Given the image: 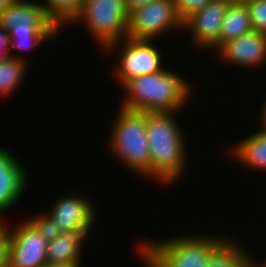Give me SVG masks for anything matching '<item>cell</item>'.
Wrapping results in <instances>:
<instances>
[{
  "label": "cell",
  "mask_w": 266,
  "mask_h": 267,
  "mask_svg": "<svg viewBox=\"0 0 266 267\" xmlns=\"http://www.w3.org/2000/svg\"><path fill=\"white\" fill-rule=\"evenodd\" d=\"M175 113L178 115L177 112L146 113L150 180L166 186L177 183L187 169L186 135L175 119Z\"/></svg>",
  "instance_id": "6da1fadb"
},
{
  "label": "cell",
  "mask_w": 266,
  "mask_h": 267,
  "mask_svg": "<svg viewBox=\"0 0 266 267\" xmlns=\"http://www.w3.org/2000/svg\"><path fill=\"white\" fill-rule=\"evenodd\" d=\"M124 109L146 113L178 112L191 97L193 88L180 75L167 69L133 77L120 86ZM192 88V89H191Z\"/></svg>",
  "instance_id": "7a4b0ae2"
},
{
  "label": "cell",
  "mask_w": 266,
  "mask_h": 267,
  "mask_svg": "<svg viewBox=\"0 0 266 267\" xmlns=\"http://www.w3.org/2000/svg\"><path fill=\"white\" fill-rule=\"evenodd\" d=\"M227 239L218 234L195 233L161 241L141 240L135 252L146 267H207L210 256Z\"/></svg>",
  "instance_id": "3957f363"
},
{
  "label": "cell",
  "mask_w": 266,
  "mask_h": 267,
  "mask_svg": "<svg viewBox=\"0 0 266 267\" xmlns=\"http://www.w3.org/2000/svg\"><path fill=\"white\" fill-rule=\"evenodd\" d=\"M111 123L109 152L134 174L150 179V153L146 135V112L119 107Z\"/></svg>",
  "instance_id": "277c9868"
},
{
  "label": "cell",
  "mask_w": 266,
  "mask_h": 267,
  "mask_svg": "<svg viewBox=\"0 0 266 267\" xmlns=\"http://www.w3.org/2000/svg\"><path fill=\"white\" fill-rule=\"evenodd\" d=\"M128 15L125 0H83L81 11L70 24L85 23L92 38L105 50L126 38Z\"/></svg>",
  "instance_id": "5b68a950"
},
{
  "label": "cell",
  "mask_w": 266,
  "mask_h": 267,
  "mask_svg": "<svg viewBox=\"0 0 266 267\" xmlns=\"http://www.w3.org/2000/svg\"><path fill=\"white\" fill-rule=\"evenodd\" d=\"M122 41L124 45H119ZM120 46L122 47L119 48ZM117 47L120 50L117 54L118 57L116 56L119 62L117 61L118 64L116 63V68L113 72H115V79L121 86L133 77L160 72L165 68L162 62L163 54H161L153 40L124 38L109 45L104 51L111 53Z\"/></svg>",
  "instance_id": "8992f818"
},
{
  "label": "cell",
  "mask_w": 266,
  "mask_h": 267,
  "mask_svg": "<svg viewBox=\"0 0 266 267\" xmlns=\"http://www.w3.org/2000/svg\"><path fill=\"white\" fill-rule=\"evenodd\" d=\"M171 29L183 30L173 0H154L129 12L126 38L154 41Z\"/></svg>",
  "instance_id": "52a82bcc"
},
{
  "label": "cell",
  "mask_w": 266,
  "mask_h": 267,
  "mask_svg": "<svg viewBox=\"0 0 266 267\" xmlns=\"http://www.w3.org/2000/svg\"><path fill=\"white\" fill-rule=\"evenodd\" d=\"M7 246V267H44L47 262V241L25 219L10 231Z\"/></svg>",
  "instance_id": "ba28073f"
},
{
  "label": "cell",
  "mask_w": 266,
  "mask_h": 267,
  "mask_svg": "<svg viewBox=\"0 0 266 267\" xmlns=\"http://www.w3.org/2000/svg\"><path fill=\"white\" fill-rule=\"evenodd\" d=\"M228 0H213L183 22V32L191 34L193 48L214 52L219 48V38ZM187 30V31H186Z\"/></svg>",
  "instance_id": "9c48e42d"
},
{
  "label": "cell",
  "mask_w": 266,
  "mask_h": 267,
  "mask_svg": "<svg viewBox=\"0 0 266 267\" xmlns=\"http://www.w3.org/2000/svg\"><path fill=\"white\" fill-rule=\"evenodd\" d=\"M215 52L221 62L233 67L257 69L266 65V33L253 30L223 43Z\"/></svg>",
  "instance_id": "30bf717a"
},
{
  "label": "cell",
  "mask_w": 266,
  "mask_h": 267,
  "mask_svg": "<svg viewBox=\"0 0 266 267\" xmlns=\"http://www.w3.org/2000/svg\"><path fill=\"white\" fill-rule=\"evenodd\" d=\"M68 195L61 196L56 202L51 204L50 211L46 214L58 226L59 230H92L97 216L93 202L85 197L78 196L73 191ZM95 212V213H94Z\"/></svg>",
  "instance_id": "8fae6325"
},
{
  "label": "cell",
  "mask_w": 266,
  "mask_h": 267,
  "mask_svg": "<svg viewBox=\"0 0 266 267\" xmlns=\"http://www.w3.org/2000/svg\"><path fill=\"white\" fill-rule=\"evenodd\" d=\"M27 170L13 152L0 147V215L18 204L28 185ZM4 211V212H3Z\"/></svg>",
  "instance_id": "7c38bea8"
},
{
  "label": "cell",
  "mask_w": 266,
  "mask_h": 267,
  "mask_svg": "<svg viewBox=\"0 0 266 267\" xmlns=\"http://www.w3.org/2000/svg\"><path fill=\"white\" fill-rule=\"evenodd\" d=\"M90 230L62 231L47 242V262L50 266L81 267L84 242ZM85 240V241H84ZM83 247V248H82ZM81 264V265H80Z\"/></svg>",
  "instance_id": "4fadbf2b"
},
{
  "label": "cell",
  "mask_w": 266,
  "mask_h": 267,
  "mask_svg": "<svg viewBox=\"0 0 266 267\" xmlns=\"http://www.w3.org/2000/svg\"><path fill=\"white\" fill-rule=\"evenodd\" d=\"M231 156L242 166L266 171V130L250 134L231 147Z\"/></svg>",
  "instance_id": "5bb4252c"
},
{
  "label": "cell",
  "mask_w": 266,
  "mask_h": 267,
  "mask_svg": "<svg viewBox=\"0 0 266 267\" xmlns=\"http://www.w3.org/2000/svg\"><path fill=\"white\" fill-rule=\"evenodd\" d=\"M19 23L54 24L45 14L41 2L14 0L0 14V27L9 31Z\"/></svg>",
  "instance_id": "9a60e30c"
},
{
  "label": "cell",
  "mask_w": 266,
  "mask_h": 267,
  "mask_svg": "<svg viewBox=\"0 0 266 267\" xmlns=\"http://www.w3.org/2000/svg\"><path fill=\"white\" fill-rule=\"evenodd\" d=\"M227 239L209 258L207 267H262L255 256L239 245L236 240Z\"/></svg>",
  "instance_id": "2e32d148"
},
{
  "label": "cell",
  "mask_w": 266,
  "mask_h": 267,
  "mask_svg": "<svg viewBox=\"0 0 266 267\" xmlns=\"http://www.w3.org/2000/svg\"><path fill=\"white\" fill-rule=\"evenodd\" d=\"M253 31L246 4L230 3L224 15L219 38V47L229 40Z\"/></svg>",
  "instance_id": "e0dca14e"
},
{
  "label": "cell",
  "mask_w": 266,
  "mask_h": 267,
  "mask_svg": "<svg viewBox=\"0 0 266 267\" xmlns=\"http://www.w3.org/2000/svg\"><path fill=\"white\" fill-rule=\"evenodd\" d=\"M27 60L24 56L19 54L10 53V57H6L0 63V96L9 97L16 88L18 90L19 85L24 81L26 75Z\"/></svg>",
  "instance_id": "ac0fdd59"
},
{
  "label": "cell",
  "mask_w": 266,
  "mask_h": 267,
  "mask_svg": "<svg viewBox=\"0 0 266 267\" xmlns=\"http://www.w3.org/2000/svg\"><path fill=\"white\" fill-rule=\"evenodd\" d=\"M46 1V2H45ZM41 5L45 14L63 31L65 26L70 24L82 9L83 0H45ZM63 29V30H62Z\"/></svg>",
  "instance_id": "d6986e66"
},
{
  "label": "cell",
  "mask_w": 266,
  "mask_h": 267,
  "mask_svg": "<svg viewBox=\"0 0 266 267\" xmlns=\"http://www.w3.org/2000/svg\"><path fill=\"white\" fill-rule=\"evenodd\" d=\"M61 31L55 24H17L9 30V39L56 38Z\"/></svg>",
  "instance_id": "ffe728a7"
},
{
  "label": "cell",
  "mask_w": 266,
  "mask_h": 267,
  "mask_svg": "<svg viewBox=\"0 0 266 267\" xmlns=\"http://www.w3.org/2000/svg\"><path fill=\"white\" fill-rule=\"evenodd\" d=\"M27 221L36 229L45 241H51L59 236L61 231L53 220L46 214H39L35 217L28 218Z\"/></svg>",
  "instance_id": "44dd1931"
},
{
  "label": "cell",
  "mask_w": 266,
  "mask_h": 267,
  "mask_svg": "<svg viewBox=\"0 0 266 267\" xmlns=\"http://www.w3.org/2000/svg\"><path fill=\"white\" fill-rule=\"evenodd\" d=\"M246 5L253 30L266 33V0H251Z\"/></svg>",
  "instance_id": "7402d4cb"
},
{
  "label": "cell",
  "mask_w": 266,
  "mask_h": 267,
  "mask_svg": "<svg viewBox=\"0 0 266 267\" xmlns=\"http://www.w3.org/2000/svg\"><path fill=\"white\" fill-rule=\"evenodd\" d=\"M213 0H173L179 18L184 22Z\"/></svg>",
  "instance_id": "603a6c76"
},
{
  "label": "cell",
  "mask_w": 266,
  "mask_h": 267,
  "mask_svg": "<svg viewBox=\"0 0 266 267\" xmlns=\"http://www.w3.org/2000/svg\"><path fill=\"white\" fill-rule=\"evenodd\" d=\"M55 38H19V39H9L10 40V44H9V48L11 50L14 48H18V49H24L26 50H34V48H37L40 46L41 43L43 42H48V40H52ZM47 40V41H46ZM26 50V51H27Z\"/></svg>",
  "instance_id": "cb8c5ba5"
},
{
  "label": "cell",
  "mask_w": 266,
  "mask_h": 267,
  "mask_svg": "<svg viewBox=\"0 0 266 267\" xmlns=\"http://www.w3.org/2000/svg\"><path fill=\"white\" fill-rule=\"evenodd\" d=\"M4 222L0 225V267H7V246L9 228Z\"/></svg>",
  "instance_id": "d4e9b609"
},
{
  "label": "cell",
  "mask_w": 266,
  "mask_h": 267,
  "mask_svg": "<svg viewBox=\"0 0 266 267\" xmlns=\"http://www.w3.org/2000/svg\"><path fill=\"white\" fill-rule=\"evenodd\" d=\"M9 44V31L0 27V52H11Z\"/></svg>",
  "instance_id": "484cf974"
},
{
  "label": "cell",
  "mask_w": 266,
  "mask_h": 267,
  "mask_svg": "<svg viewBox=\"0 0 266 267\" xmlns=\"http://www.w3.org/2000/svg\"><path fill=\"white\" fill-rule=\"evenodd\" d=\"M151 1H154V0H125V6L127 9V12L129 13L132 10H134L140 6L146 5Z\"/></svg>",
  "instance_id": "4316f807"
},
{
  "label": "cell",
  "mask_w": 266,
  "mask_h": 267,
  "mask_svg": "<svg viewBox=\"0 0 266 267\" xmlns=\"http://www.w3.org/2000/svg\"><path fill=\"white\" fill-rule=\"evenodd\" d=\"M262 108H261V110H262V112L261 113H259L260 115H261V117H260V121H262L261 122V127L262 128H260V129H263V130H266V101L264 102V105L263 106H261Z\"/></svg>",
  "instance_id": "83f0119b"
},
{
  "label": "cell",
  "mask_w": 266,
  "mask_h": 267,
  "mask_svg": "<svg viewBox=\"0 0 266 267\" xmlns=\"http://www.w3.org/2000/svg\"><path fill=\"white\" fill-rule=\"evenodd\" d=\"M14 0H0V14L13 2Z\"/></svg>",
  "instance_id": "f1b7e54d"
},
{
  "label": "cell",
  "mask_w": 266,
  "mask_h": 267,
  "mask_svg": "<svg viewBox=\"0 0 266 267\" xmlns=\"http://www.w3.org/2000/svg\"><path fill=\"white\" fill-rule=\"evenodd\" d=\"M6 57H10V52H0V63L6 59Z\"/></svg>",
  "instance_id": "f546056e"
},
{
  "label": "cell",
  "mask_w": 266,
  "mask_h": 267,
  "mask_svg": "<svg viewBox=\"0 0 266 267\" xmlns=\"http://www.w3.org/2000/svg\"><path fill=\"white\" fill-rule=\"evenodd\" d=\"M230 3H240V4H246L251 0H228Z\"/></svg>",
  "instance_id": "4dcf8cb0"
},
{
  "label": "cell",
  "mask_w": 266,
  "mask_h": 267,
  "mask_svg": "<svg viewBox=\"0 0 266 267\" xmlns=\"http://www.w3.org/2000/svg\"><path fill=\"white\" fill-rule=\"evenodd\" d=\"M2 216L0 215V225L3 223V222H5V221H3L4 220V218H1Z\"/></svg>",
  "instance_id": "1f68e13d"
},
{
  "label": "cell",
  "mask_w": 266,
  "mask_h": 267,
  "mask_svg": "<svg viewBox=\"0 0 266 267\" xmlns=\"http://www.w3.org/2000/svg\"><path fill=\"white\" fill-rule=\"evenodd\" d=\"M262 267H266V261H264V263H262Z\"/></svg>",
  "instance_id": "d6a6232c"
},
{
  "label": "cell",
  "mask_w": 266,
  "mask_h": 267,
  "mask_svg": "<svg viewBox=\"0 0 266 267\" xmlns=\"http://www.w3.org/2000/svg\"><path fill=\"white\" fill-rule=\"evenodd\" d=\"M44 267H61V266H50V265H47V266H44Z\"/></svg>",
  "instance_id": "836d02e7"
}]
</instances>
